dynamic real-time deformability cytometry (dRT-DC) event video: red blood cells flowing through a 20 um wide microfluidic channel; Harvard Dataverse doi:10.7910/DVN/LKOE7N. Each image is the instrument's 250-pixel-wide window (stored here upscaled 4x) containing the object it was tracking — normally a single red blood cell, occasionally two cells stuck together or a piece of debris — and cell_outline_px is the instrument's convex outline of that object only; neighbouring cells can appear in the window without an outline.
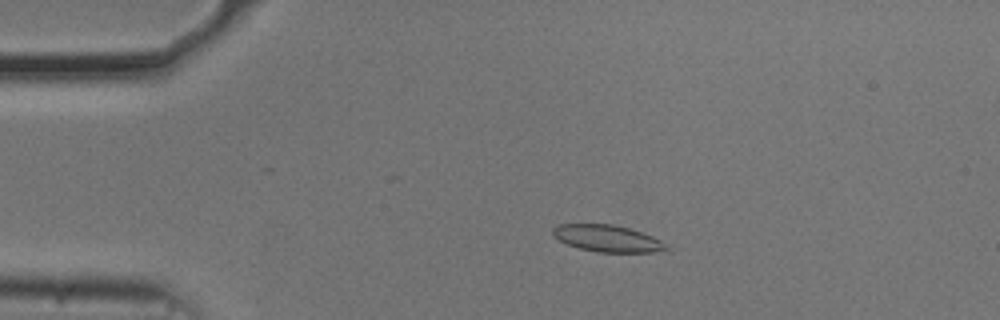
{"species": "common noctule bat (a hibernating species)", "species_latin": "Nyctalus noctula", "temperature_condition": "cold", "stored_images_in_passage": 14, "camera_frame_rate_fps": 3000, "um_per_image_px": 0.085, "animal": {"sex": "male", "body_mass_g": 20.5, "forearm_length_mm": 52.5}, "frame": {"image": 1, "passage_image": 11, "time_ms": 3.333, "image_size_px": [1000, 320], "cell_outline_px": [[668, 248], [652, 252], [596, 252], [580, 248], [568, 244], [552, 236], [552, 228], [556, 224], [612, 224], [628, 228], [652, 236], [660, 240]], "centroid_in_image_um": [51.55, 20.25], "position_along_channel_um": 33.4, "area_um2": 17.46}}